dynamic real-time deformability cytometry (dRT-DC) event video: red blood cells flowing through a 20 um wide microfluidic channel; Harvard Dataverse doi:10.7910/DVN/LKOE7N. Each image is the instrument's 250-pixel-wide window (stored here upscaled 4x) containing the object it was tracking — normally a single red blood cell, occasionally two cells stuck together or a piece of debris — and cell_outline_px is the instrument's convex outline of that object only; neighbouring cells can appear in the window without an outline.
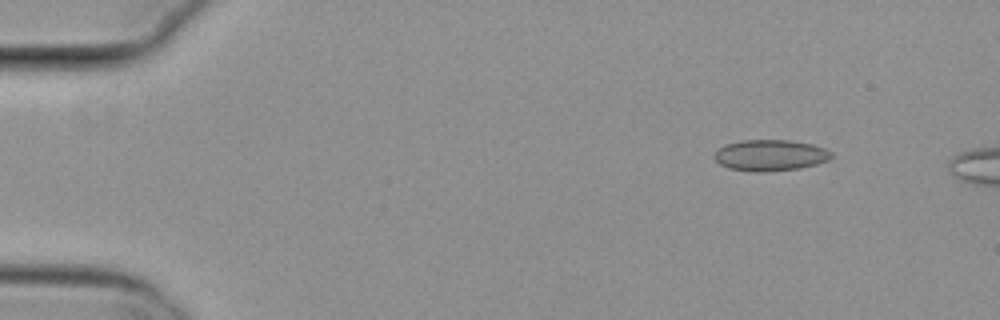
{"species": "common noctule bat (a hibernating species)", "species_latin": "Nyctalus noctula", "temperature_condition": "cold", "stored_images_in_passage": 12, "camera_frame_rate_fps": 3000, "um_per_image_px": 0.085, "animal": {"sex": "female", "body_mass_g": 29.2, "forearm_length_mm": 56.3}, "frame": {"image": 1, "passage_image": 7, "time_ms": 2.0, "image_size_px": [1000, 320], "cell_outline_px": [[832, 156], [828, 160], [816, 164], [800, 168], [768, 172], [752, 172], [728, 168], [720, 164], [712, 156], [716, 148], [724, 144], [740, 140], [788, 140], [812, 144], [824, 148], [832, 152]], "centroid_in_image_um": [65.41, 13.2], "position_along_channel_um": 19.6, "area_um2": 21.56}}